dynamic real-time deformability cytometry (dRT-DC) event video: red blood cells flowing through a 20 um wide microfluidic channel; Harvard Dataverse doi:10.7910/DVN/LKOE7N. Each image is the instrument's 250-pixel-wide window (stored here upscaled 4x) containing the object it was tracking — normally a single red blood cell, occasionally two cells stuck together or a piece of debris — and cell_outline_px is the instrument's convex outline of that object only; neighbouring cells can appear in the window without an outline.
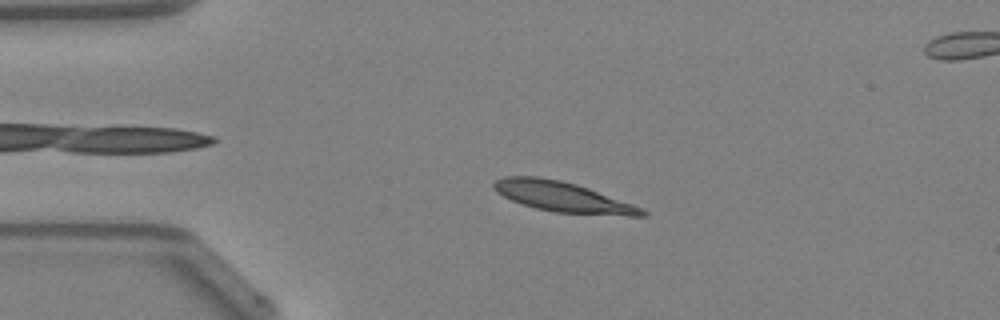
{"species": "Egyptian fruit bat (a non-hibernating species)", "species_latin": "Rousettus aegyptiacus", "temperature_condition": "warm", "stored_images_in_passage": 48, "camera_frame_rate_fps": 3000, "um_per_image_px": 0.085, "animal": {"sex": "female"}, "frame": {"image": 1, "passage_image": 10, "time_ms": 3.0, "image_size_px": [1000, 320], "cell_outline_px": [[648, 216], [628, 216], [556, 212], [536, 208], [512, 200], [496, 192], [492, 188], [492, 184], [496, 180], [504, 176], [540, 176], [560, 180], [576, 184], [588, 188], [632, 204], [648, 212]], "centroid_in_image_um": [47.81, 16.72], "position_along_channel_um": 37.2, "area_um2": 25.84}}
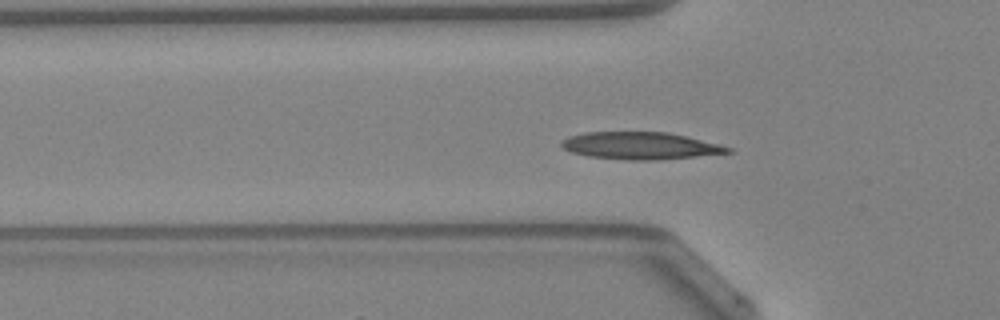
{"frame": {"image": 2, "passage_image": 15, "time_ms": 4.667, "image_size_px": [1000, 320], "cell_outline_px": [[736, 152], [656, 160], [628, 160], [588, 156], [572, 152], [564, 148], [560, 144], [560, 140], [568, 136], [584, 132], [668, 132], [732, 148]], "centroid_in_image_um": [54.38, 12.39], "position_along_channel_um": 71.4, "area_um2": 26.24}}
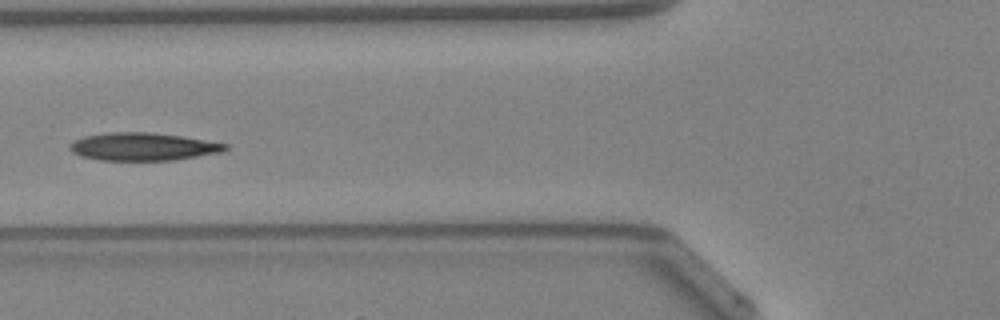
{"frame": {"image": 3, "passage_image": 18, "time_ms": 5.667, "image_size_px": [1000, 320], "cell_outline_px": [[228, 148], [220, 152], [176, 160], [100, 160], [80, 156], [72, 152], [68, 148], [68, 144], [84, 136], [112, 132], [152, 132], [184, 136], [228, 144]], "centroid_in_image_um": [12.14, 12.46], "position_along_channel_um": 113.7, "area_um2": 25.26}}